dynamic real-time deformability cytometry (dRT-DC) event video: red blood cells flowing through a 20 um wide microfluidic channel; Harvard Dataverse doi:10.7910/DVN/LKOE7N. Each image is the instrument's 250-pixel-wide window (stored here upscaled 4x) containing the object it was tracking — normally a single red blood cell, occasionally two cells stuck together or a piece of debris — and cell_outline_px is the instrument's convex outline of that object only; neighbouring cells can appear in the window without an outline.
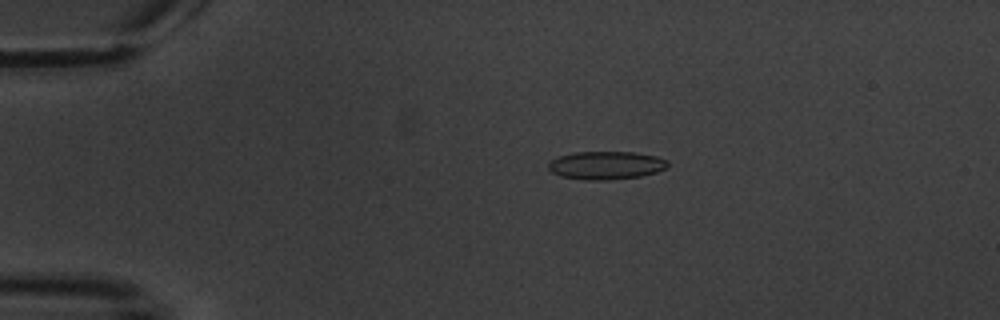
{"species": "common noctule bat (a hibernating species)", "species_latin": "Nyctalus noctula", "temperature_condition": "warm", "stored_images_in_passage": 4, "camera_frame_rate_fps": 3000, "um_per_image_px": 0.085, "animal": {"sex": "male", "body_mass_g": 20.1, "forearm_length_mm": 53.5}, "frame": {"image": 1, "passage_image": 4, "time_ms": 3.667, "image_size_px": [1000, 320], "cell_outline_px": [[668, 164], [664, 168], [656, 172], [640, 176], [608, 180], [584, 180], [560, 176], [552, 172], [548, 168], [548, 164], [552, 160], [560, 156], [576, 152], [632, 152], [656, 156], [668, 160]], "centroid_in_image_um": [51.5, 14.05], "position_along_channel_um": 33.5, "area_um2": 19.42}}